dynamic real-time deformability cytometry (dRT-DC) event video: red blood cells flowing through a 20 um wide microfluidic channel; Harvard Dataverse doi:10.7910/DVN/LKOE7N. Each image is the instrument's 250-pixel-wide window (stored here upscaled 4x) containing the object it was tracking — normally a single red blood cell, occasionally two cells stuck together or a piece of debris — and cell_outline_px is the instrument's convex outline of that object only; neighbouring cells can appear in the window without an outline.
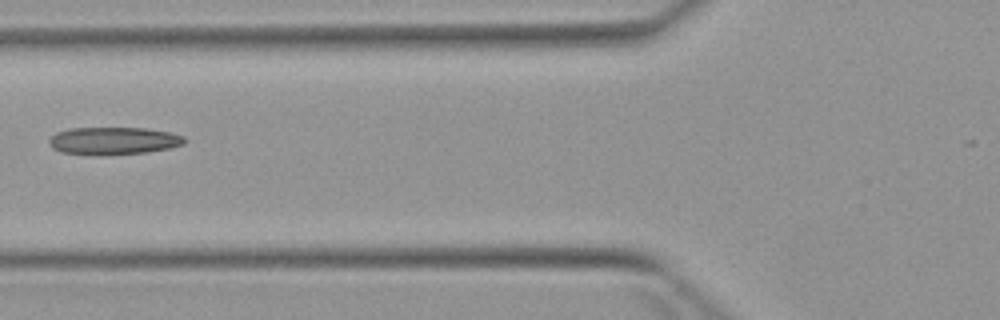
{"species": "Egyptian fruit bat (a non-hibernating species)", "species_latin": "Rousettus aegyptiacus", "temperature_condition": "warm", "stored_images_in_passage": 3, "camera_frame_rate_fps": 3000, "um_per_image_px": 0.085, "animal": {"sex": "female"}, "frame": {"image": 1, "passage_image": 3, "time_ms": 3.333, "image_size_px": [1000, 320], "cell_outline_px": [[188, 140], [184, 144], [168, 148], [144, 152], [60, 152], [52, 148], [48, 144], [48, 140], [56, 132], [68, 128], [148, 128], [168, 132], [184, 136]], "centroid_in_image_um": [9.67, 11.91], "position_along_channel_um": 116.1, "area_um2": 20.75}}